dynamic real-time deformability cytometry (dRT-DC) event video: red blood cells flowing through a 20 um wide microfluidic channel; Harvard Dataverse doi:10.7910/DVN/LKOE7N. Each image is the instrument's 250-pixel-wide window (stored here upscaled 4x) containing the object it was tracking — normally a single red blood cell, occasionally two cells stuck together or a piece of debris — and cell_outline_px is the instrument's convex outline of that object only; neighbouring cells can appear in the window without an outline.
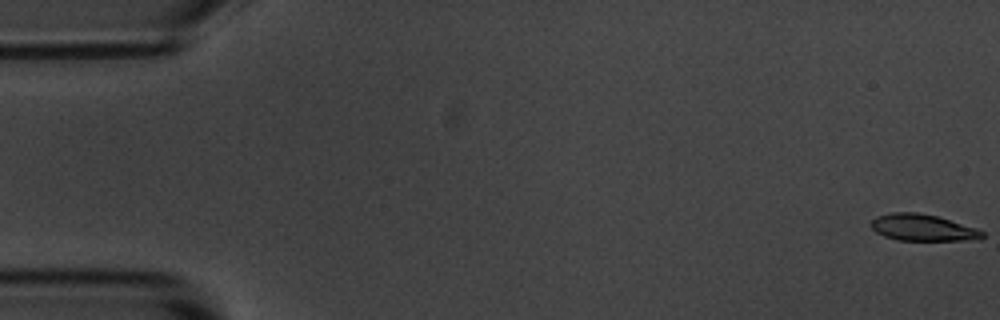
{"species": "common noctule bat (a hibernating species)", "species_latin": "Nyctalus noctula", "temperature_condition": "room temperature", "stored_images_in_passage": 55, "camera_frame_rate_fps": 3000, "um_per_image_px": 0.085, "animal": {"sex": "male", "body_mass_g": 20.1, "forearm_length_mm": 53.5}, "frame": {"image": 1, "passage_image": 1, "time_ms": 0.0, "image_size_px": [1000, 320], "cell_outline_px": [[984, 236], [980, 240], [896, 240], [884, 236], [876, 232], [872, 228], [872, 220], [876, 216], [892, 212], [916, 212], [936, 216], [976, 228], [984, 232]], "centroid_in_image_um": [78.43, 19.35], "position_along_channel_um": 6.6, "area_um2": 17.17}}
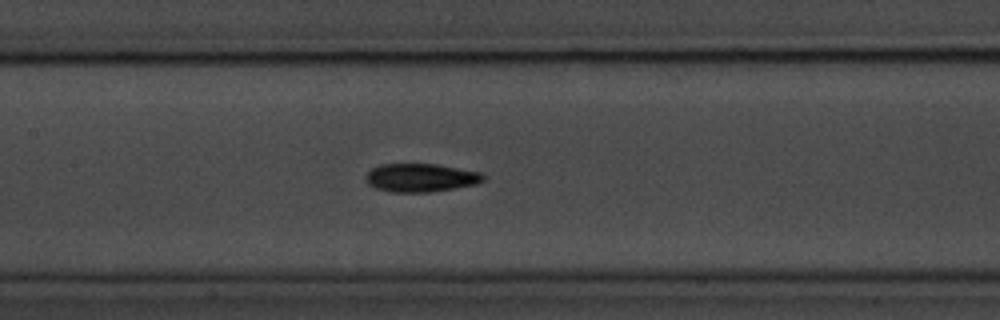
{"frame": {"image": 2, "passage_image": 26, "time_ms": 8.333, "image_size_px": [1000, 320], "cell_outline_px": [[484, 180], [476, 184], [456, 188], [428, 192], [388, 192], [376, 188], [368, 184], [364, 180], [364, 176], [372, 168], [380, 164], [436, 164], [480, 172], [484, 176]], "centroid_in_image_um": [35.72, 15.11], "position_along_channel_um": 171.7, "area_um2": 19.48}}
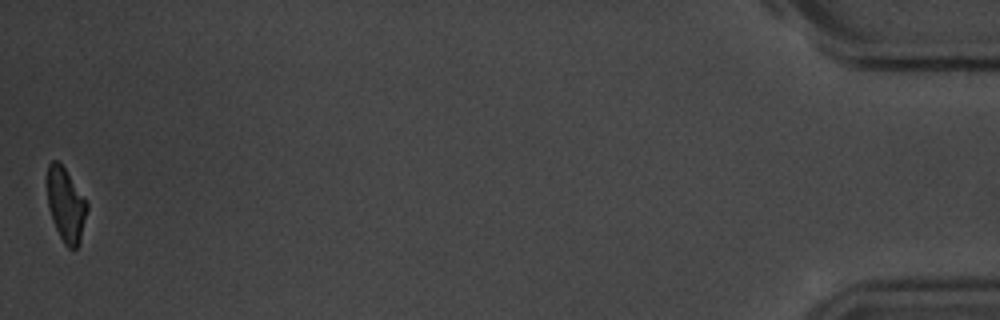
{"frame": {"image": 3, "passage_image": 55, "time_ms": 18.0, "image_size_px": [1000, 320], "cell_outline_px": [[88, 208], [80, 244], [76, 248], [68, 248], [64, 244], [52, 220], [48, 204], [48, 164], [52, 160], [56, 160], [64, 168], [88, 204]], "centroid_in_image_um": [5.61, 17.46], "position_along_channel_um": 429.6, "area_um2": 16.82}, "authors_computed_cell_mechanics": {"area_um2": 18.785, "velocity_mm_per_s": 3.6665, "shape_relaxation_time_tau1_ms": 3.8198, "shape_relaxation_time_tau2_ms": 4.3594, "deformation_change_tau1": 0.1474, "deformation_change_tau2": 0.1061}}